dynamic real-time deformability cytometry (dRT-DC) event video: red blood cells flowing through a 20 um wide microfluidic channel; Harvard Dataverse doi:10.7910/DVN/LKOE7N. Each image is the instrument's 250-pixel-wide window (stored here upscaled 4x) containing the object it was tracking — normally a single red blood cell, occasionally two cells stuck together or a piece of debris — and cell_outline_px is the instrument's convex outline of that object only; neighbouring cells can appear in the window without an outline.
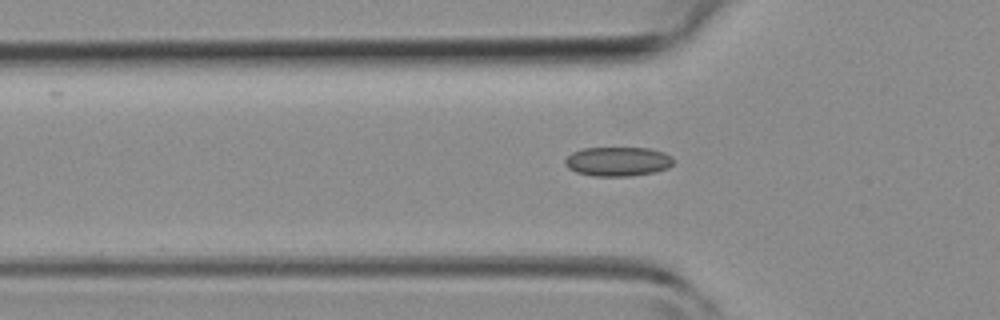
{"species": "common noctule bat (a hibernating species)", "species_latin": "Nyctalus noctula", "temperature_condition": "room temperature", "stored_images_in_passage": 35, "camera_frame_rate_fps": 3000, "um_per_image_px": 0.085, "animal": {"sex": "female", "body_mass_g": 19.3, "forearm_length_mm": 54.1}, "frame": {"image": 1, "passage_image": 5, "time_ms": 1.333, "image_size_px": [1000, 320], "cell_outline_px": [[676, 160], [668, 168], [656, 172], [628, 176], [592, 176], [576, 172], [568, 168], [564, 164], [564, 160], [572, 152], [584, 148], [648, 148], [664, 152], [672, 156]], "centroid_in_image_um": [52.53, 13.73], "position_along_channel_um": 73.3, "area_um2": 18.67}}
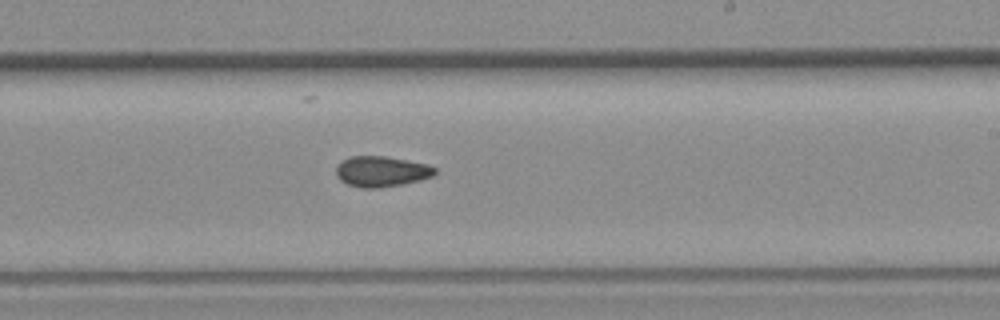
{"frame": {"image": 2, "passage_image": 17, "time_ms": 5.333, "image_size_px": [1000, 320], "cell_outline_px": [[436, 172], [432, 176], [420, 180], [380, 188], [364, 188], [348, 184], [340, 180], [336, 172], [336, 168], [344, 160], [352, 156], [384, 156], [428, 164], [436, 168]], "centroid_in_image_um": [32.44, 14.57], "position_along_channel_um": 256.6, "area_um2": 17.34}}
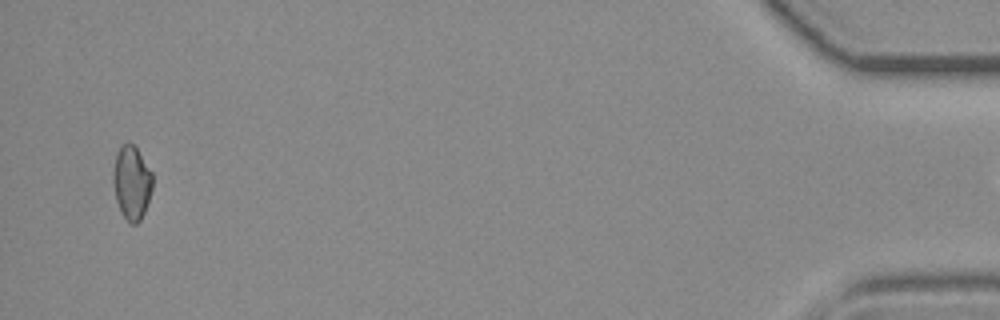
{"frame": {"image": 3, "passage_image": 34, "time_ms": 11.0, "image_size_px": [1000, 320], "cell_outline_px": [[152, 188], [144, 212], [140, 220], [136, 224], [132, 224], [120, 212], [116, 200], [112, 184], [112, 172], [116, 156], [120, 148], [124, 144], [132, 144], [136, 148], [152, 172]], "centroid_in_image_um": [11.17, 15.55], "position_along_channel_um": 424.0, "area_um2": 16.7}}